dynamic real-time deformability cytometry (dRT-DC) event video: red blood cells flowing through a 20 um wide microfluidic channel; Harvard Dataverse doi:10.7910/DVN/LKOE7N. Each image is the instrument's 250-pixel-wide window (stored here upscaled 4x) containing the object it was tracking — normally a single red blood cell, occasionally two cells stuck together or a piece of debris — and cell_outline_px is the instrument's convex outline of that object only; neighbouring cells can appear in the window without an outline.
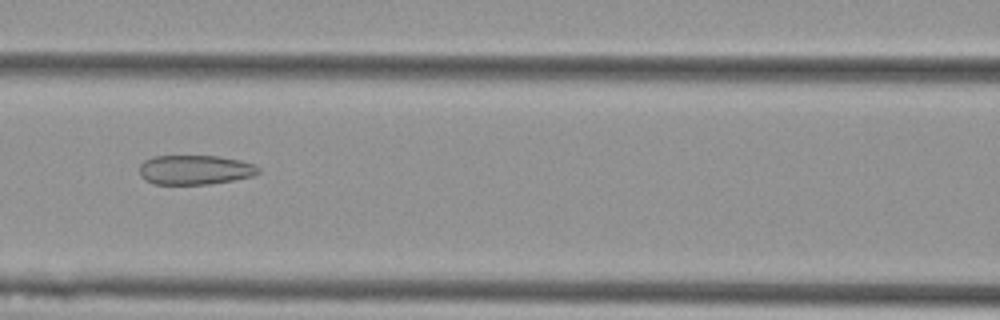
{"species": "Egyptian fruit bat (a non-hibernating species)", "species_latin": "Rousettus aegyptiacus", "temperature_condition": "cold", "stored_images_in_passage": 10, "camera_frame_rate_fps": 3000, "um_per_image_px": 0.085, "animal": {"sex": "female"}, "frame": {"image": 1, "passage_image": 7, "time_ms": 2.0, "image_size_px": [1000, 320], "cell_outline_px": [[260, 172], [252, 176], [232, 180], [208, 184], [152, 184], [144, 180], [140, 176], [140, 164], [144, 160], [152, 156], [216, 156], [240, 160], [256, 164], [260, 168]], "centroid_in_image_um": [16.56, 14.43], "position_along_channel_um": 150.0, "area_um2": 20.58}}
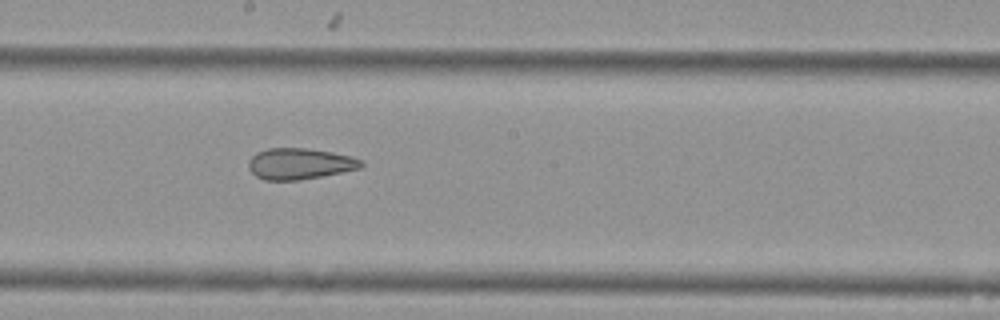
{"frame": {"image": 2, "passage_image": 9, "time_ms": 2.667, "image_size_px": [1000, 320], "cell_outline_px": [[364, 164], [360, 168], [320, 176], [296, 180], [264, 180], [256, 176], [248, 168], [248, 160], [256, 152], [268, 148], [304, 148], [332, 152], [352, 156], [360, 160]], "centroid_in_image_um": [25.43, 13.91], "position_along_channel_um": 222.8, "area_um2": 20.29}}
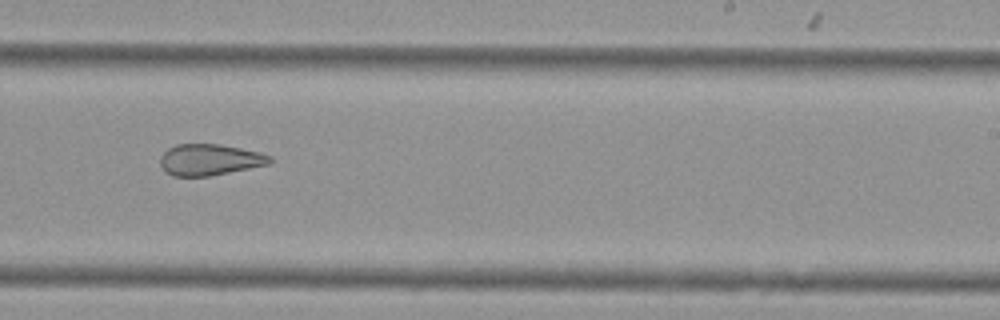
{"frame": {"image": 3, "passage_image": 10, "time_ms": 3.0, "image_size_px": [1000, 320], "cell_outline_px": [[272, 164], [208, 176], [172, 176], [160, 164], [160, 156], [168, 148], [176, 144], [220, 144], [260, 152], [272, 156]], "centroid_in_image_um": [17.86, 13.57], "position_along_channel_um": 271.1, "area_um2": 20.0}}